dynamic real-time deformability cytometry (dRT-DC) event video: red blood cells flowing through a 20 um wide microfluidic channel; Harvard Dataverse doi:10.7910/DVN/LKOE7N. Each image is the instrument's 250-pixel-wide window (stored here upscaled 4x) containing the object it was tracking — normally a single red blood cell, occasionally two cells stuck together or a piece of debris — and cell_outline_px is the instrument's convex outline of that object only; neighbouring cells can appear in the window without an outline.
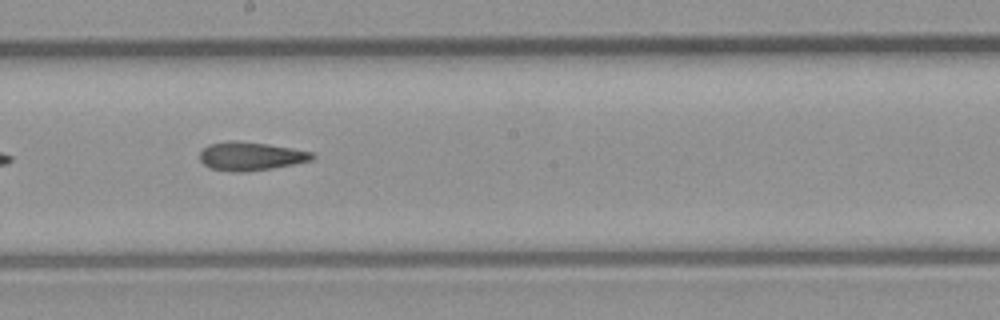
{"species": "common noctule bat (a hibernating species)", "species_latin": "Nyctalus noctula", "temperature_condition": "room temperature", "stored_images_in_passage": 11, "camera_frame_rate_fps": 3000, "um_per_image_px": 0.085, "animal": {"sex": "male", "body_mass_g": 23.1, "forearm_length_mm": 52.7}, "frame": {"image": 1, "passage_image": 10, "time_ms": 11.333, "image_size_px": [1000, 320], "cell_outline_px": [[316, 156], [312, 160], [272, 168], [244, 172], [232, 172], [208, 168], [200, 160], [200, 152], [208, 144], [228, 140], [232, 140], [268, 144], [292, 148], [312, 152]], "centroid_in_image_um": [21.28, 13.27], "position_along_channel_um": 226.9, "area_um2": 18.73}}
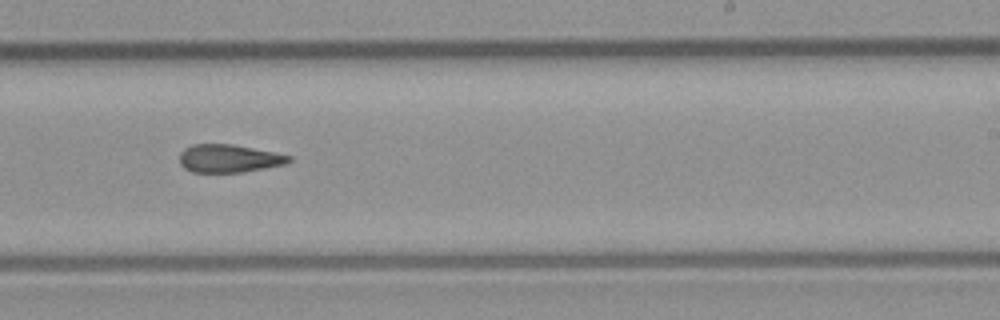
{"frame": {"image": 2, "passage_image": 11, "time_ms": 12.333, "image_size_px": [1000, 320], "cell_outline_px": [[292, 160], [284, 164], [244, 172], [192, 172], [184, 168], [180, 164], [180, 152], [184, 148], [192, 144], [232, 144], [292, 156]], "centroid_in_image_um": [19.42, 13.47], "position_along_channel_um": 269.6, "area_um2": 17.74}}